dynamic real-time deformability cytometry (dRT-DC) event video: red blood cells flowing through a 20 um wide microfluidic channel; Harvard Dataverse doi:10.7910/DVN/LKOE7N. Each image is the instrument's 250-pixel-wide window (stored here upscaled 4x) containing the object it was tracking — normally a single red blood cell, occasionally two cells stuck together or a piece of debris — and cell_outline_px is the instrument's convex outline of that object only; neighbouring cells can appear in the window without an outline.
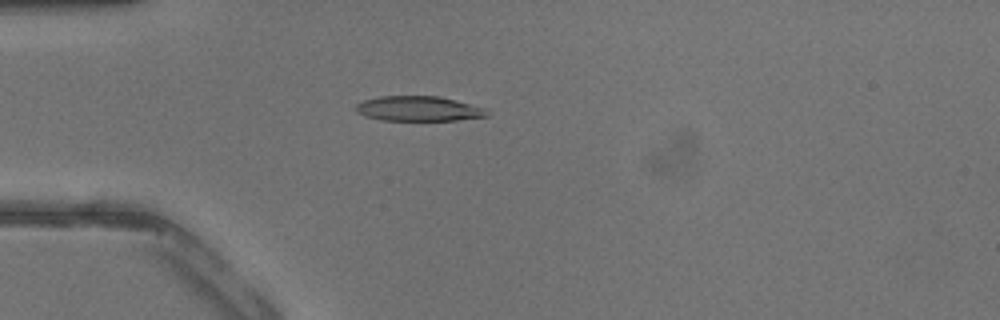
{"species": "common noctule bat (a hibernating species)", "species_latin": "Nyctalus noctula", "temperature_condition": "warm", "stored_images_in_passage": 35, "camera_frame_rate_fps": 3000, "um_per_image_px": 0.085, "animal": {"sex": "male", "body_mass_g": 13.3}, "frame": {"image": 1, "passage_image": 6, "time_ms": 1.667, "image_size_px": [1000, 320], "cell_outline_px": [[488, 116], [456, 120], [380, 120], [364, 116], [356, 112], [356, 104], [364, 100], [380, 96], [440, 96], [484, 108], [488, 112]], "centroid_in_image_um": [35.54, 9.24], "position_along_channel_um": 49.5, "area_um2": 18.96}}
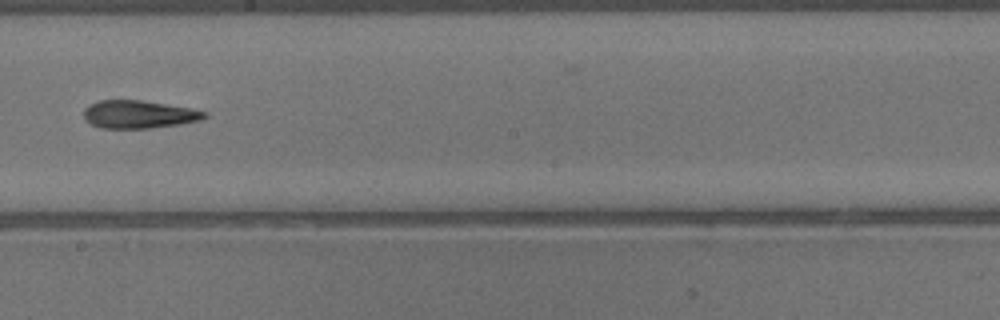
{"frame": {"image": 2, "passage_image": 18, "time_ms": 5.667, "image_size_px": [1000, 320], "cell_outline_px": [[208, 116], [200, 120], [180, 124], [152, 128], [100, 128], [84, 120], [84, 108], [88, 104], [96, 100], [140, 100], [192, 108], [208, 112]], "centroid_in_image_um": [11.78, 9.71], "position_along_channel_um": 236.4, "area_um2": 19.83}}
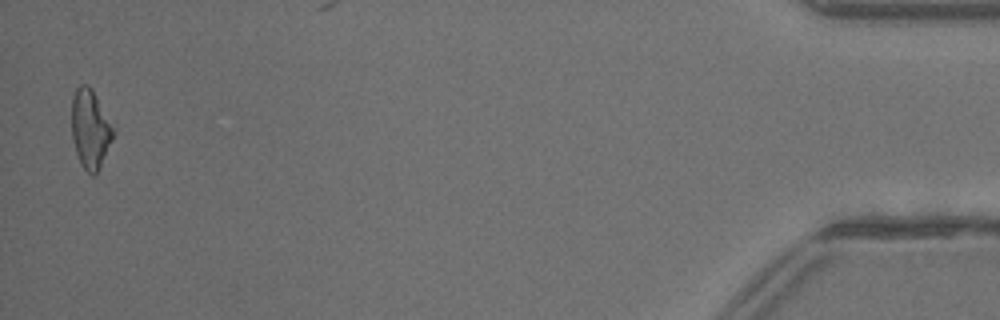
{"frame": {"image": 3, "passage_image": 35, "time_ms": 11.333, "image_size_px": [1000, 320], "cell_outline_px": [[116, 132], [100, 168], [96, 176], [92, 176], [80, 164], [76, 152], [72, 136], [72, 96], [76, 88], [80, 84], [88, 84], [92, 88], [116, 128]], "centroid_in_image_um": [7.71, 10.96], "position_along_channel_um": 427.5, "area_um2": 19.65}}